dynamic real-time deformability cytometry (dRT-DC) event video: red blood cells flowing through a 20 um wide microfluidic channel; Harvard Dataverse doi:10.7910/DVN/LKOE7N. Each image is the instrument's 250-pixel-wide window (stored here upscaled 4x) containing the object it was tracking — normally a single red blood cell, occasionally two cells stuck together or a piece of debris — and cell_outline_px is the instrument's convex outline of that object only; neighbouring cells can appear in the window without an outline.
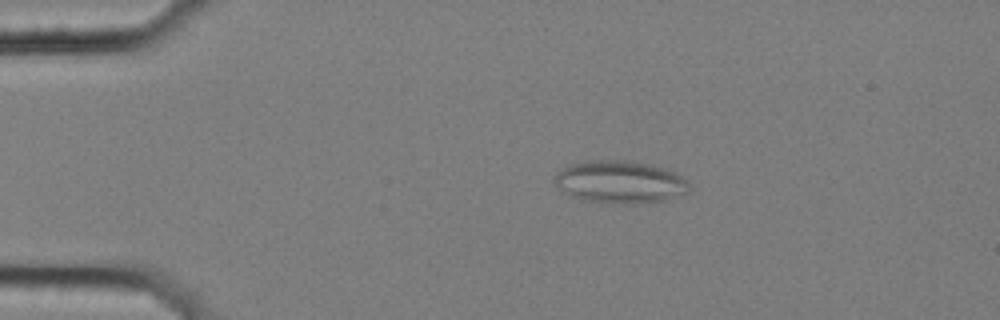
{"species": "common noctule bat (a hibernating species)", "species_latin": "Nyctalus noctula", "temperature_condition": "cold", "stored_images_in_passage": 6, "camera_frame_rate_fps": 3000, "um_per_image_px": 0.085, "animal": {"sex": "female", "body_mass_g": 25.1}, "frame": {"image": 1, "passage_image": 3, "time_ms": 0.667, "image_size_px": [1000, 320], "cell_outline_px": [[688, 192], [664, 200], [632, 204], [624, 204], [584, 200], [572, 196], [556, 184], [552, 180], [552, 176], [560, 168], [568, 164], [588, 160], [632, 160], [664, 168], [676, 172], [688, 180]], "centroid_in_image_um": [52.67, 15.44], "position_along_channel_um": 32.3, "area_um2": 33.52}}